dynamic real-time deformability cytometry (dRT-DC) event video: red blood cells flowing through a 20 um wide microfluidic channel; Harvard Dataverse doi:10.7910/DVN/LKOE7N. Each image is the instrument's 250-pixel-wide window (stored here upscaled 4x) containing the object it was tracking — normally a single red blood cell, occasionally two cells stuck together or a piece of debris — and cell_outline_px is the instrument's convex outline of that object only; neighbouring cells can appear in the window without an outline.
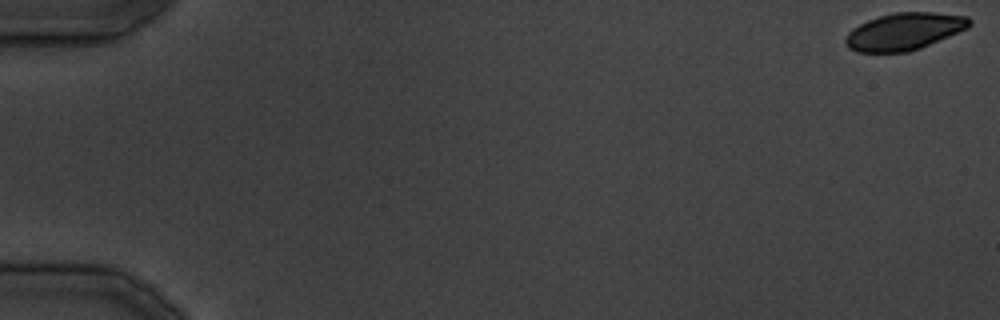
{"species": "common noctule bat (a hibernating species)", "species_latin": "Nyctalus noctula", "temperature_condition": "cold", "stored_images_in_passage": 16, "camera_frame_rate_fps": 3000, "um_per_image_px": 0.085, "animal": {"sex": "male", "body_mass_g": 19.5, "forearm_length_mm": 54.6}, "frame": {"image": 1, "passage_image": 1, "time_ms": 0.0, "image_size_px": [1000, 320], "cell_outline_px": [[972, 24], [968, 28], [920, 48], [908, 52], [856, 52], [848, 48], [844, 40], [848, 32], [852, 28], [868, 20], [892, 12], [932, 12], [968, 16], [972, 20]], "centroid_in_image_um": [76.86, 2.67], "position_along_channel_um": 8.1, "area_um2": 26.88}}
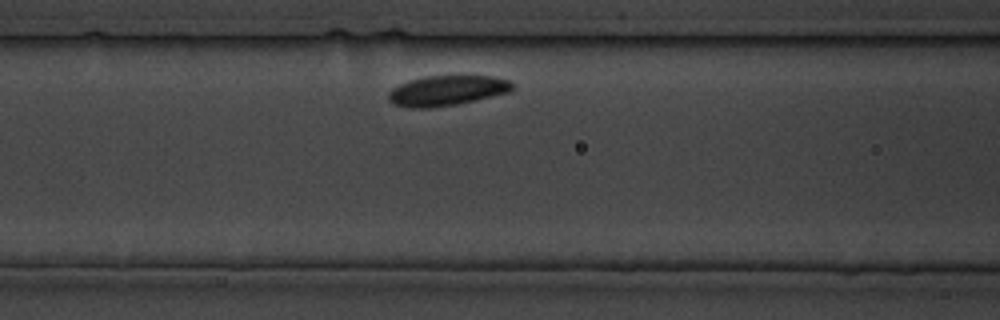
{"frame": {"image": 2, "passage_image": 12, "time_ms": 13.667, "image_size_px": [1000, 320], "cell_outline_px": [[516, 88], [508, 92], [476, 100], [456, 104], [428, 108], [412, 108], [392, 104], [388, 100], [388, 92], [392, 88], [400, 84], [412, 80], [428, 76], [496, 76], [508, 80], [516, 84]], "centroid_in_image_um": [38.02, 7.7], "position_along_channel_um": 128.6, "area_um2": 21.79}}
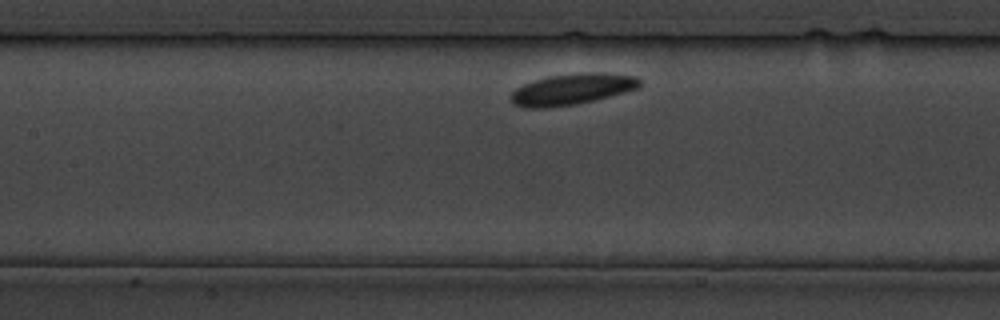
{"frame": {"image": 3, "passage_image": 14, "time_ms": 16.0, "image_size_px": [1000, 320], "cell_outline_px": [[640, 84], [636, 88], [624, 92], [576, 104], [552, 108], [524, 108], [512, 104], [508, 96], [516, 88], [524, 84], [548, 76], [576, 72], [604, 72], [636, 76], [640, 80]], "centroid_in_image_um": [48.55, 7.58], "position_along_channel_um": 158.8, "area_um2": 23.52}}